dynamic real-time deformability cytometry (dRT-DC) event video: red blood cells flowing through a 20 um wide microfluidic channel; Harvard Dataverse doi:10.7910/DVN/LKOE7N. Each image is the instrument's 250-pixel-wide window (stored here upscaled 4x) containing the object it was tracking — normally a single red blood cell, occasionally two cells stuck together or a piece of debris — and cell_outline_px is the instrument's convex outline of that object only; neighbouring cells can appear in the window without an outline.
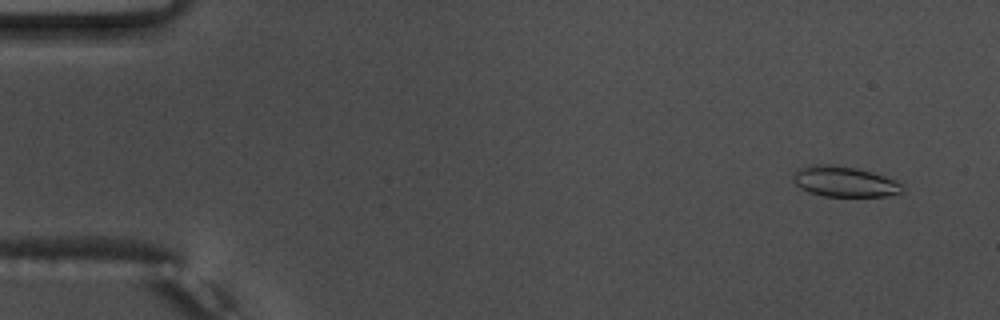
{"species": "common noctule bat (a hibernating species)", "species_latin": "Nyctalus noctula", "temperature_condition": "warm", "stored_images_in_passage": 56, "camera_frame_rate_fps": 3000, "um_per_image_px": 0.085, "animal": {"sex": "male", "body_mass_g": 17.5, "forearm_length_mm": 52.3}, "frame": {"image": 1, "passage_image": 4, "time_ms": 1.0, "image_size_px": [1000, 320], "cell_outline_px": [[908, 188], [904, 192], [884, 196], [824, 196], [808, 192], [800, 188], [796, 184], [792, 176], [800, 168], [816, 164], [832, 164], [856, 168], [872, 172], [896, 180], [904, 184]], "centroid_in_image_um": [71.84, 15.44], "position_along_channel_um": 13.2, "area_um2": 19.54}}
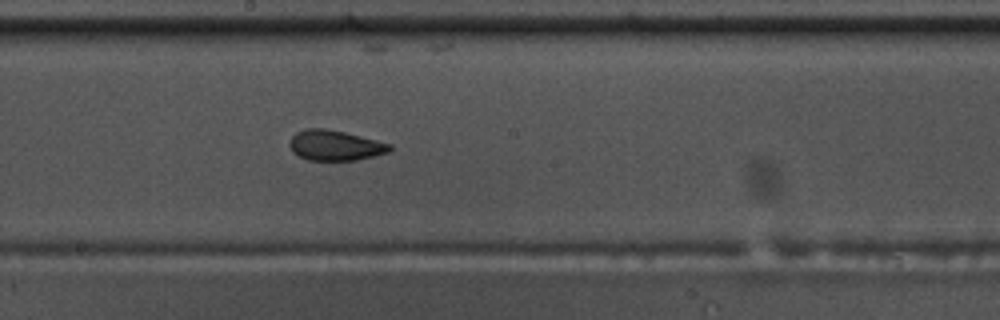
{"frame": {"image": 2, "passage_image": 31, "time_ms": 10.0, "image_size_px": [1000, 320], "cell_outline_px": [[392, 148], [388, 152], [356, 160], [308, 160], [292, 152], [288, 144], [292, 136], [296, 132], [308, 128], [324, 128], [344, 132], [392, 144]], "centroid_in_image_um": [28.45, 12.35], "position_along_channel_um": 219.7, "area_um2": 17.57}}
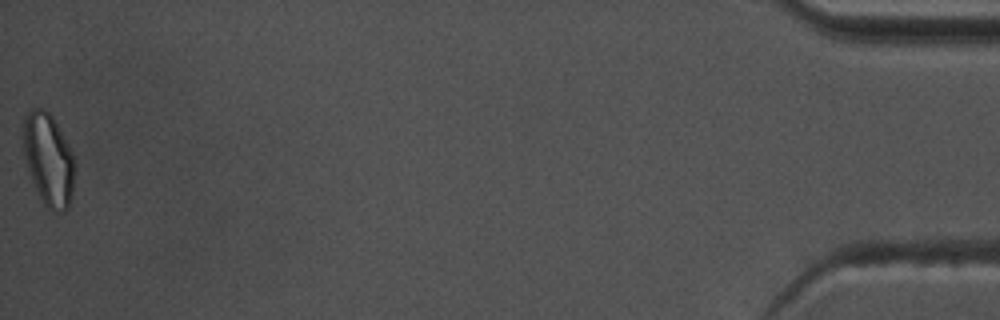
{"frame": {"image": 3, "passage_image": 56, "time_ms": 18.333, "image_size_px": [1000, 320], "cell_outline_px": [[76, 164], [72, 196], [68, 208], [64, 212], [60, 212], [48, 208], [44, 204], [32, 180], [28, 168], [24, 152], [24, 116], [32, 108], [44, 108], [52, 116], [68, 144]], "centroid_in_image_um": [4.15, 13.56], "position_along_channel_um": 431.0, "area_um2": 27.46}, "authors_computed_cell_mechanics": {"area_um2": 18.785, "velocity_mm_per_s": 3.7167, "shape_relaxation_time_tau1_ms": null, "shape_relaxation_time_tau2_ms": 2.0112, "deformation_change_tau1": null, "deformation_change_tau2": 0.0785}}